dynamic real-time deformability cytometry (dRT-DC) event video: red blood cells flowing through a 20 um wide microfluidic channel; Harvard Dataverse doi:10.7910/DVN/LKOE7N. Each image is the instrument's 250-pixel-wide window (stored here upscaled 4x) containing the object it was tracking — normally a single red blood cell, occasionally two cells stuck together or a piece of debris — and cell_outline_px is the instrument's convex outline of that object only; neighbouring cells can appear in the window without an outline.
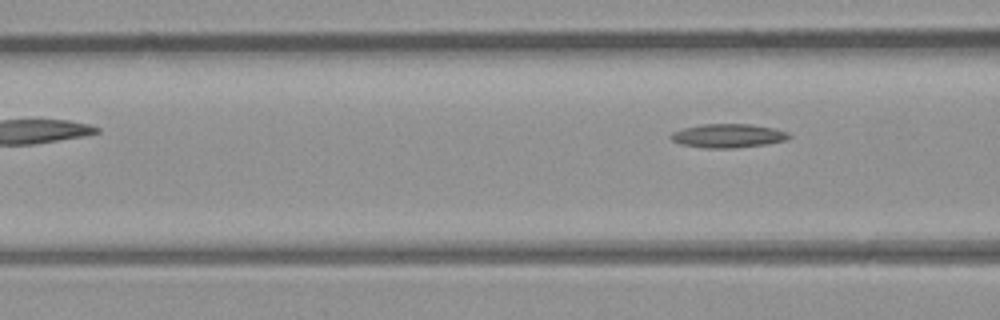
{"species": "common noctule bat (a hibernating species)", "species_latin": "Nyctalus noctula", "temperature_condition": "room temperature", "stored_images_in_passage": 6, "camera_frame_rate_fps": 3000, "um_per_image_px": 0.085, "animal": {"sex": "male", "body_mass_g": 23.1, "forearm_length_mm": 52.7}, "frame": {"image": 1, "passage_image": 6, "time_ms": 1.667, "image_size_px": [1000, 320], "cell_outline_px": [[792, 136], [788, 140], [764, 144], [736, 148], [704, 148], [680, 144], [672, 140], [668, 136], [672, 132], [684, 128], [700, 124], [752, 124], [776, 128], [788, 132]], "centroid_in_image_um": [61.9, 11.53], "position_along_channel_um": 104.7, "area_um2": 16.59}}